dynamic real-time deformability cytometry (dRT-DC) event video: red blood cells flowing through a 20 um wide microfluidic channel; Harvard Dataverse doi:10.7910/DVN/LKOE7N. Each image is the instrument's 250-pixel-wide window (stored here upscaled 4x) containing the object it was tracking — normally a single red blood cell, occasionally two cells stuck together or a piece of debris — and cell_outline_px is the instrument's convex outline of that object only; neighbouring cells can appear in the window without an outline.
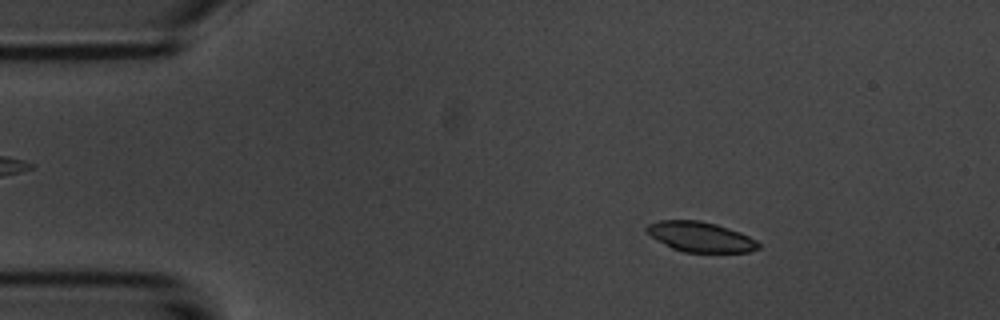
{"species": "common noctule bat (a hibernating species)", "species_latin": "Nyctalus noctula", "temperature_condition": "room temperature", "stored_images_in_passage": 54, "camera_frame_rate_fps": 3000, "um_per_image_px": 0.085, "animal": {"sex": "male", "body_mass_g": 20.1, "forearm_length_mm": 53.5}, "frame": {"image": 1, "passage_image": 8, "time_ms": 2.333, "image_size_px": [1000, 320], "cell_outline_px": [[760, 248], [748, 252], [684, 252], [672, 248], [652, 236], [644, 228], [648, 224], [660, 220], [700, 220], [716, 224], [740, 232], [756, 240], [760, 244]], "centroid_in_image_um": [59.56, 20.13], "position_along_channel_um": 25.4, "area_um2": 19.42}}
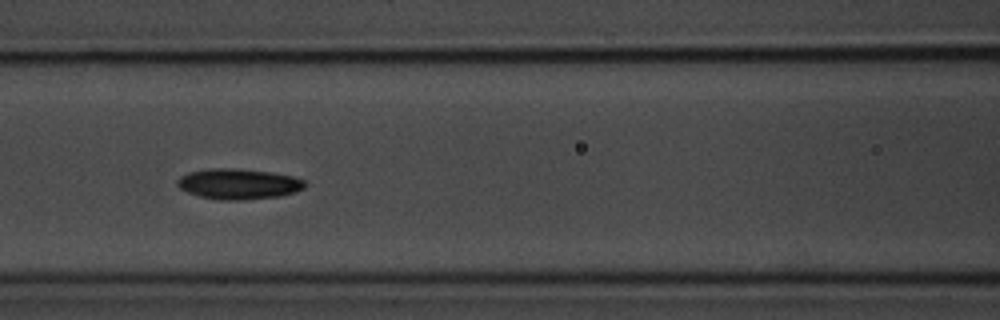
{"frame": {"image": 2, "passage_image": 23, "time_ms": 7.333, "image_size_px": [1000, 320], "cell_outline_px": [[308, 184], [304, 188], [296, 192], [280, 196], [244, 200], [220, 200], [200, 196], [188, 192], [180, 188], [176, 184], [176, 180], [180, 176], [188, 172], [208, 168], [232, 168], [272, 172], [292, 176], [304, 180]], "centroid_in_image_um": [20.28, 15.63], "position_along_channel_um": 146.3, "area_um2": 22.89}}
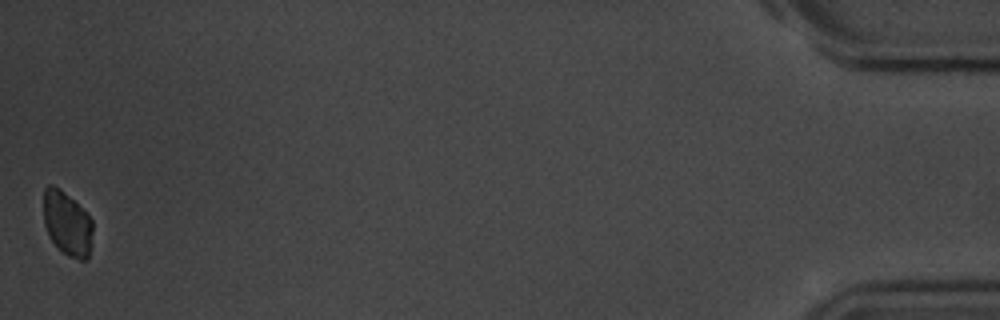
{"frame": {"image": 3, "passage_image": 54, "time_ms": 17.667, "image_size_px": [1000, 320], "cell_outline_px": [[92, 232], [88, 260], [80, 260], [68, 256], [48, 236], [44, 224], [44, 188], [48, 184], [52, 184], [60, 188], [92, 220]], "centroid_in_image_um": [5.69, 19.0], "position_along_channel_um": 429.5, "area_um2": 18.09}, "authors_computed_cell_mechanics": {"area_um2": 20.4323, "velocity_mm_per_s": 3.6624, "shape_relaxation_time_tau1_ms": 2.8067, "shape_relaxation_time_tau2_ms": 1.4482, "deformation_change_tau1": 0.1094, "deformation_change_tau2": 0.0115}}